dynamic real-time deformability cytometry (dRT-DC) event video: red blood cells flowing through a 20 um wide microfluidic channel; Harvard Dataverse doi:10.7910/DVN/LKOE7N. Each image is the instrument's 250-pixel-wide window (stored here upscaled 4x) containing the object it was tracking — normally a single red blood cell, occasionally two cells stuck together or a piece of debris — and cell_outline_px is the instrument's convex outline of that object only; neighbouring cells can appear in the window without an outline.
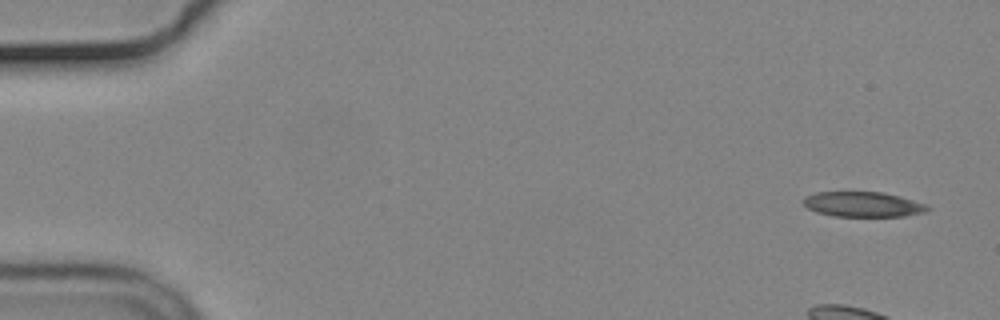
{"species": "common noctule bat (a hibernating species)", "species_latin": "Nyctalus noctula", "temperature_condition": "cold", "stored_images_in_passage": 8, "camera_frame_rate_fps": 3000, "um_per_image_px": 0.085, "animal": {"sex": "male", "body_mass_g": 19.2, "forearm_length_mm": 51.8}, "frame": {"image": 1, "passage_image": 1, "time_ms": 0.0, "image_size_px": [1000, 320], "cell_outline_px": [[932, 208], [928, 212], [904, 216], [832, 216], [816, 212], [808, 208], [804, 204], [804, 196], [816, 192], [884, 192], [900, 196], [924, 204]], "centroid_in_image_um": [73.37, 17.37], "position_along_channel_um": 11.6, "area_um2": 18.21}}